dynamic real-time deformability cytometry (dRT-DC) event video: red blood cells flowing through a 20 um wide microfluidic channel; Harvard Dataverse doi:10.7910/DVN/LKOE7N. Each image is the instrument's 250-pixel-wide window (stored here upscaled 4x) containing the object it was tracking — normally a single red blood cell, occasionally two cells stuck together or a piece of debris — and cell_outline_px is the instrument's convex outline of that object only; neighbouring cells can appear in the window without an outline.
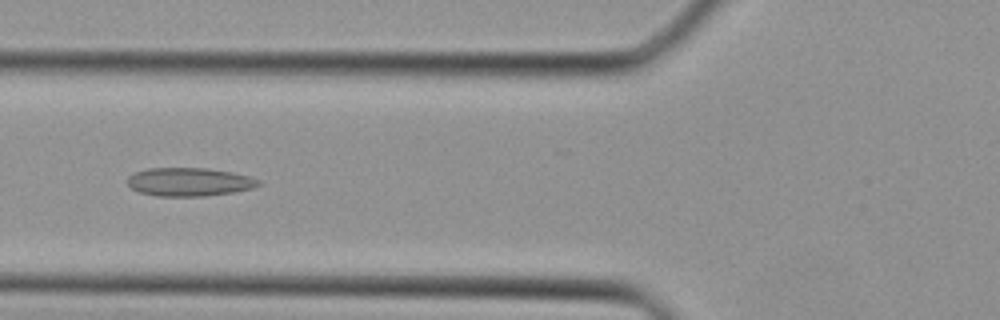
{"species": "Egyptian fruit bat (a non-hibernating species)", "species_latin": "Rousettus aegyptiacus", "temperature_condition": "cold", "stored_images_in_passage": 38, "camera_frame_rate_fps": 3000, "um_per_image_px": 0.085, "animal": {"sex": "female"}, "frame": {"image": 1, "passage_image": 14, "time_ms": 4.333, "image_size_px": [1000, 320], "cell_outline_px": [[264, 184], [252, 188], [232, 192], [204, 196], [156, 196], [140, 192], [132, 188], [128, 184], [128, 176], [136, 172], [148, 168], [208, 168], [232, 172], [248, 176], [260, 180]], "centroid_in_image_um": [16.11, 15.46], "position_along_channel_um": 109.7, "area_um2": 21.68}}
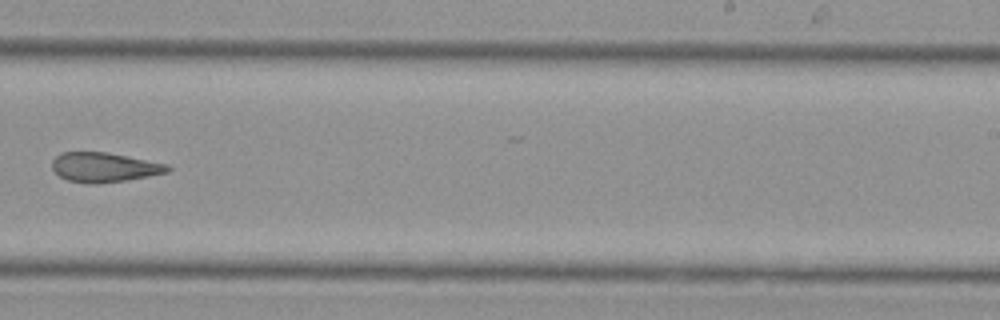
{"frame": {"image": 2, "passage_image": 24, "time_ms": 7.667, "image_size_px": [1000, 320], "cell_outline_px": [[172, 168], [168, 172], [148, 176], [124, 180], [96, 184], [92, 184], [68, 180], [60, 176], [52, 168], [52, 160], [60, 152], [108, 152], [168, 164]], "centroid_in_image_um": [8.86, 14.21], "position_along_channel_um": 280.1, "area_um2": 19.83}}
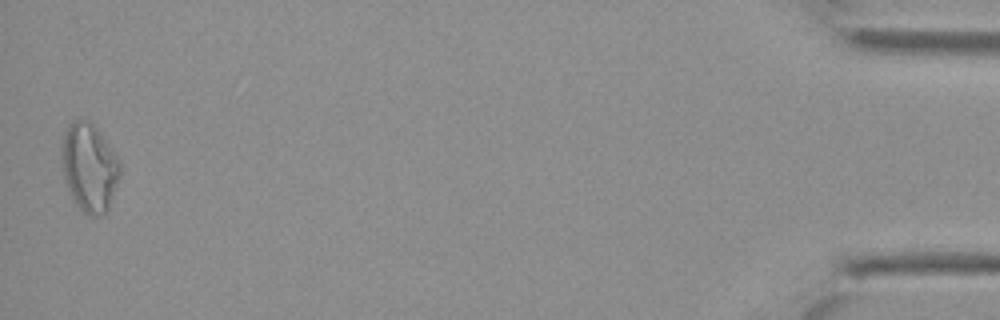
{"frame": {"image": 3, "passage_image": 38, "time_ms": 12.333, "image_size_px": [1000, 320], "cell_outline_px": [[120, 176], [108, 208], [100, 216], [88, 216], [80, 208], [72, 196], [68, 188], [64, 176], [60, 152], [60, 148], [64, 132], [68, 124], [76, 120], [84, 120], [92, 124], [104, 136], [116, 156], [120, 164]], "centroid_in_image_um": [7.58, 14.21], "position_along_channel_um": 427.6, "area_um2": 29.77}}